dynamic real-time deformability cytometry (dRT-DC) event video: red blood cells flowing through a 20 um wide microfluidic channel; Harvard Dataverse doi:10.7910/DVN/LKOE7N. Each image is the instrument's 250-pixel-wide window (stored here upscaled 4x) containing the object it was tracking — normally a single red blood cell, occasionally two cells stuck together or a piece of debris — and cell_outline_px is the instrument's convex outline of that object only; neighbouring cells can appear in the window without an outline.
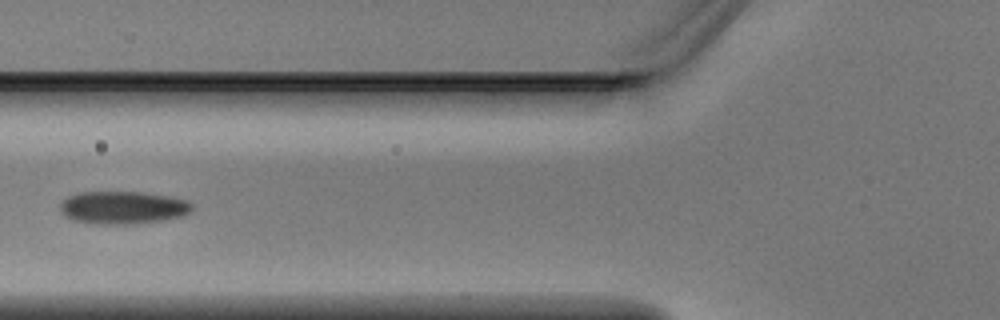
{"species": "Egyptian fruit bat (a non-hibernating species)", "species_latin": "Rousettus aegyptiacus", "temperature_condition": "warm", "stored_images_in_passage": 3, "camera_frame_rate_fps": 3000, "um_per_image_px": 0.085, "animal": {"sex": "male"}, "frame": {"image": 1, "passage_image": 3, "time_ms": 0.667, "image_size_px": [1000, 320], "cell_outline_px": [[192, 208], [188, 212], [180, 216], [160, 220], [132, 224], [96, 224], [72, 220], [64, 216], [60, 208], [60, 204], [68, 196], [80, 192], [144, 192], [172, 196], [188, 200], [192, 204]], "centroid_in_image_um": [10.43, 17.63], "position_along_channel_um": 115.4, "area_um2": 25.2}}